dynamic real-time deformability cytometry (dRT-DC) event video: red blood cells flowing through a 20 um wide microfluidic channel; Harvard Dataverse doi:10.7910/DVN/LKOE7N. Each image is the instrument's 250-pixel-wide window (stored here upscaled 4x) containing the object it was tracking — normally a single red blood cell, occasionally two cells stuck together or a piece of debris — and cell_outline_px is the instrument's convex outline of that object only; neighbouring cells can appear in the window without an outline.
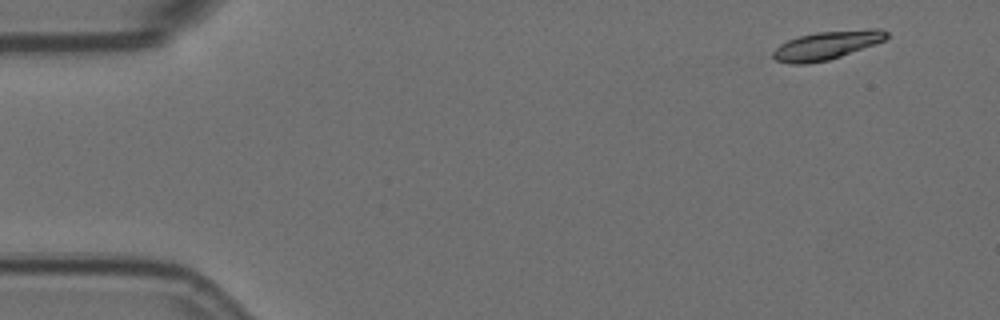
{"species": "Egyptian fruit bat (a non-hibernating species)", "species_latin": "Rousettus aegyptiacus", "temperature_condition": "room temperature", "stored_images_in_passage": 5, "camera_frame_rate_fps": 3000, "um_per_image_px": 0.085, "animal": {"sex": "female"}, "frame": {"image": 1, "passage_image": 1, "time_ms": 0.0, "image_size_px": [1000, 320], "cell_outline_px": [[888, 36], [884, 40], [840, 56], [828, 60], [808, 64], [792, 64], [776, 60], [772, 56], [772, 52], [780, 44], [788, 40], [800, 36], [816, 32], [872, 28], [880, 28], [888, 32]], "centroid_in_image_um": [70.25, 3.84], "position_along_channel_um": 14.7, "area_um2": 18.67}}
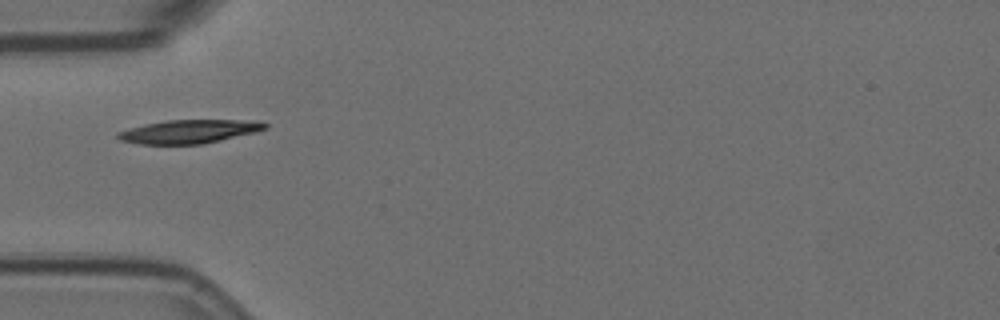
{"frame": {"image": 2, "passage_image": 5, "time_ms": 1.333, "image_size_px": [1000, 320], "cell_outline_px": [[268, 128], [256, 132], [204, 144], [140, 144], [120, 140], [116, 136], [116, 132], [144, 124], [168, 120], [256, 120], [268, 124]], "centroid_in_image_um": [16.1, 11.18], "position_along_channel_um": 68.9, "area_um2": 20.29}}